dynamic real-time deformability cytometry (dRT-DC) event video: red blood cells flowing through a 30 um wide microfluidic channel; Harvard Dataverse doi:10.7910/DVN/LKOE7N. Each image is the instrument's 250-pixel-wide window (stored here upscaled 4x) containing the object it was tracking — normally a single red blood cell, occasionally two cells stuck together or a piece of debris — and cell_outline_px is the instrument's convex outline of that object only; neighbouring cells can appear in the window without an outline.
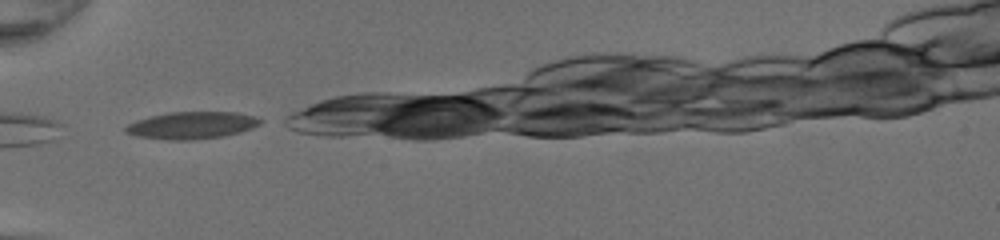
{"species": "common noctule bat (a hibernating species)", "species_latin": "Nyctalus noctula", "temperature_condition": "room temperature", "stored_images_in_passage": 8, "camera_frame_rate_fps": 3000, "um_per_image_px": 0.085, "animal": {"sex": "female", "body_mass_g": 20.0, "forearm_length_mm": 54.0}, "frame": {"image": 1, "passage_image": 1, "time_ms": 0.0, "image_size_px": [1000, 240], "cell_outline_px": [[260, 124], [252, 128], [220, 136], [184, 140], [172, 140], [140, 136], [124, 132], [124, 128], [128, 124], [136, 120], [168, 112], [236, 112], [252, 116], [260, 120]], "centroid_in_image_um": [16.25, 10.63], "position_along_channel_um": 68.7, "area_um2": 20.69}}
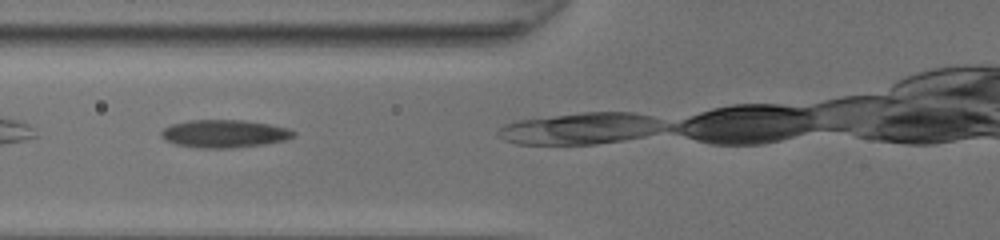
{"frame": {"image": 2, "passage_image": 4, "time_ms": 1.0, "image_size_px": [1000, 240], "cell_outline_px": [[296, 132], [292, 136], [284, 140], [264, 144], [228, 148], [204, 148], [176, 144], [160, 136], [160, 132], [164, 128], [172, 124], [192, 120], [240, 120], [268, 124], [288, 128]], "centroid_in_image_um": [19.05, 11.36], "position_along_channel_um": 106.7, "area_um2": 21.04}}